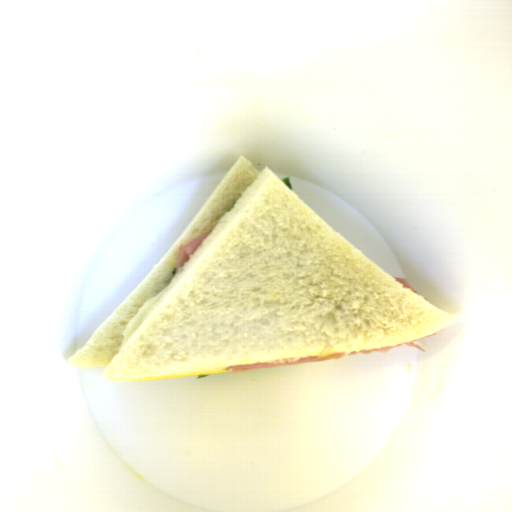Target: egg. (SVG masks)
Instances as JSON below:
<instances>
[{
  "label": "egg",
  "mask_w": 512,
  "mask_h": 512,
  "mask_svg": "<svg viewBox=\"0 0 512 512\" xmlns=\"http://www.w3.org/2000/svg\"><path fill=\"white\" fill-rule=\"evenodd\" d=\"M176 282V281H175ZM175 282H170L163 289H161L156 295H154L149 301H147L142 308L134 315V317L129 321L123 336H122V347L125 343L130 339V337L134 334V332L139 328V326L143 323L155 305L160 301V299L166 294V292L173 286Z\"/></svg>",
  "instance_id": "1"
},
{
  "label": "egg",
  "mask_w": 512,
  "mask_h": 512,
  "mask_svg": "<svg viewBox=\"0 0 512 512\" xmlns=\"http://www.w3.org/2000/svg\"><path fill=\"white\" fill-rule=\"evenodd\" d=\"M227 372H229V371L225 370V368H224V369L215 370V371L188 372V373H181V374L161 376V377L142 378V379L138 380L137 382L143 383V382L176 379V378H183V377H190V376H199V375H204V374H225Z\"/></svg>",
  "instance_id": "2"
}]
</instances>
